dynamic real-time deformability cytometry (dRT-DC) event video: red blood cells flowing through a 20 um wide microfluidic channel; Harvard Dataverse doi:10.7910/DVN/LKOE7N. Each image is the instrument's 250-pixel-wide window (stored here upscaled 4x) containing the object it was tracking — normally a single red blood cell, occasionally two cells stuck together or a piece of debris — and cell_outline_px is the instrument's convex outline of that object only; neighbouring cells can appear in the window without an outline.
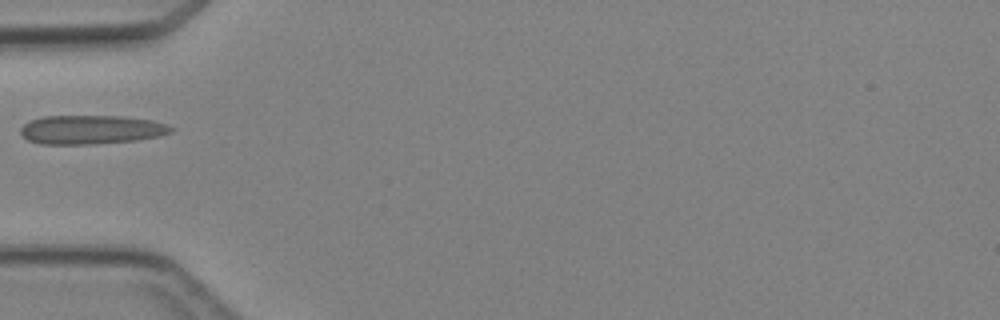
{"species": "Egyptian fruit bat (a non-hibernating species)", "species_latin": "Rousettus aegyptiacus", "temperature_condition": "cold", "stored_images_in_passage": 1, "camera_frame_rate_fps": 3000, "um_per_image_px": 0.085, "animal": {"sex": "female"}, "frame": {"image": 1, "passage_image": 1, "time_ms": 0.0, "image_size_px": [1000, 320], "cell_outline_px": [[176, 128], [172, 132], [156, 136], [136, 140], [92, 144], [40, 144], [28, 140], [20, 132], [20, 128], [28, 120], [44, 116], [124, 116], [152, 120]], "centroid_in_image_um": [7.72, 11.01], "position_along_channel_um": 77.3, "area_um2": 25.37}}